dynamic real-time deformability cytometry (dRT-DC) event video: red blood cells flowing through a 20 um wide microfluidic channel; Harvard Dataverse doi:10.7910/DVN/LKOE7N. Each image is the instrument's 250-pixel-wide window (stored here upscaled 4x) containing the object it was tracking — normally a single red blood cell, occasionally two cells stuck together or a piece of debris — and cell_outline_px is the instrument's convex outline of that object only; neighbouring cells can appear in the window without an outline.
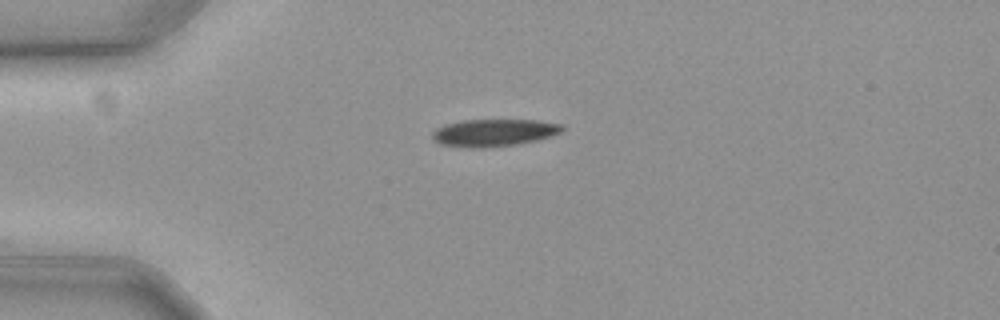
{"species": "common noctule bat (a hibernating species)", "species_latin": "Nyctalus noctula", "temperature_condition": "cold", "stored_images_in_passage": 44, "camera_frame_rate_fps": 3000, "um_per_image_px": 0.085, "animal": {"sex": "female", "body_mass_g": 19.3, "forearm_length_mm": 54.1}, "frame": {"image": 1, "passage_image": 1, "time_ms": 0.0, "image_size_px": [1000, 320], "cell_outline_px": [[564, 128], [560, 132], [536, 140], [516, 144], [480, 148], [476, 148], [440, 144], [432, 140], [432, 132], [436, 128], [448, 124], [464, 120], [540, 120], [564, 124]], "centroid_in_image_um": [41.98, 11.27], "position_along_channel_um": 43.0, "area_um2": 20.46}}
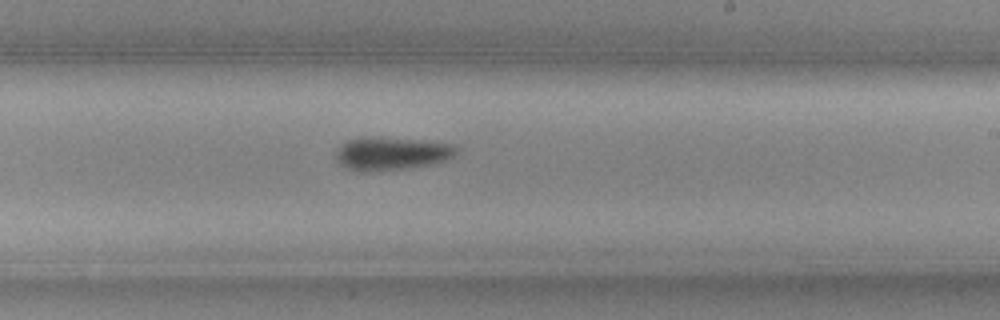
{"frame": {"image": 2, "passage_image": 21, "time_ms": 6.667, "image_size_px": [1000, 320], "cell_outline_px": [[456, 152], [452, 156], [444, 160], [432, 164], [404, 168], [372, 172], [360, 172], [348, 168], [340, 164], [336, 156], [336, 152], [340, 144], [348, 140], [420, 140], [456, 144]], "centroid_in_image_um": [33.29, 13.1], "position_along_channel_um": 255.7, "area_um2": 22.14}}
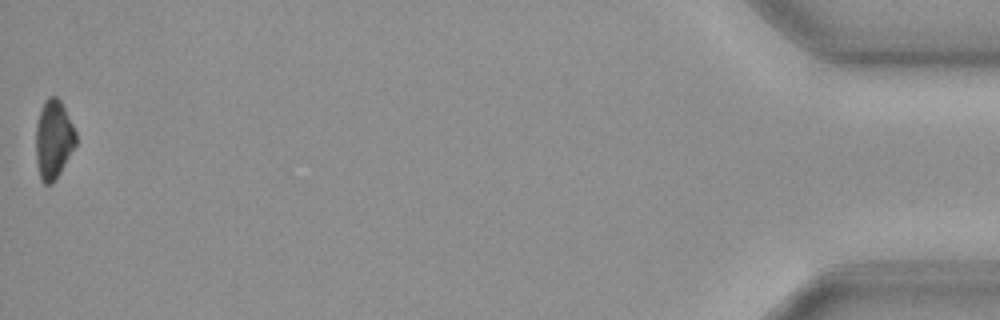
{"frame": {"image": 3, "passage_image": 44, "time_ms": 14.333, "image_size_px": [1000, 320], "cell_outline_px": [[76, 144], [60, 172], [52, 184], [44, 184], [40, 180], [36, 160], [36, 124], [40, 108], [44, 100], [48, 96], [56, 96], [60, 100], [76, 132]], "centroid_in_image_um": [4.52, 11.84], "position_along_channel_um": 430.7, "area_um2": 18.38}, "authors_computed_cell_mechanics": {"area_um2": 21.2126, "velocity_mm_per_s": 3.5901, "shape_relaxation_time_tau1_ms": 3.092, "shape_relaxation_time_tau2_ms": null, "deformation_change_tau1": 0.1062, "deformation_change_tau2": null}}